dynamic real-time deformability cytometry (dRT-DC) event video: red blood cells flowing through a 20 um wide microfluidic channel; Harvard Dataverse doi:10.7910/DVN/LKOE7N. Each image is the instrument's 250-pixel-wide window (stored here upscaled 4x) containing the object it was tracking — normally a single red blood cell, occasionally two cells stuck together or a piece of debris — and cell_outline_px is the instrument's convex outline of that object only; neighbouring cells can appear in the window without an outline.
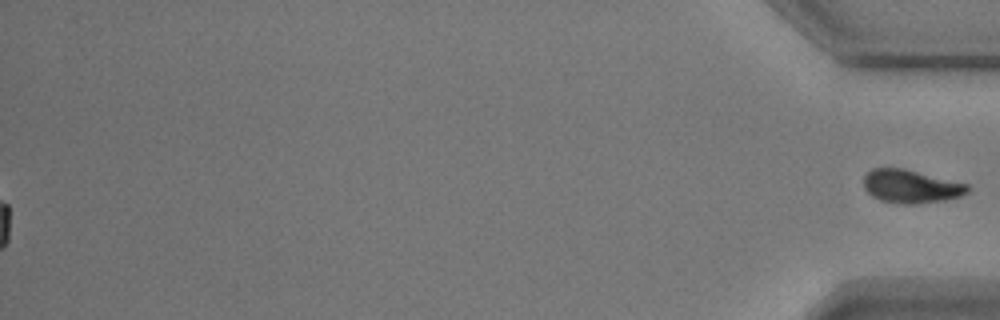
{"species": "common noctule bat (a hibernating species)", "species_latin": "Nyctalus noctula", "temperature_condition": "warm", "stored_images_in_passage": 57, "segment_of_instrument_passage": [2, 2], "camera_frame_rate_fps": 3000, "um_per_image_px": 0.085, "animal": {"sex": "male", "body_mass_g": 17.9}, "frame": {"image": 1, "passage_image": 57, "time_ms": 18.667, "image_size_px": [1000, 320], "cell_outline_px": [[972, 188], [968, 192], [960, 196], [944, 200], [916, 204], [900, 204], [880, 200], [872, 196], [864, 188], [864, 176], [872, 168], [904, 168], [968, 184]], "centroid_in_image_um": [77.44, 15.84], "position_along_channel_um": 357.8, "area_um2": 20.23}}